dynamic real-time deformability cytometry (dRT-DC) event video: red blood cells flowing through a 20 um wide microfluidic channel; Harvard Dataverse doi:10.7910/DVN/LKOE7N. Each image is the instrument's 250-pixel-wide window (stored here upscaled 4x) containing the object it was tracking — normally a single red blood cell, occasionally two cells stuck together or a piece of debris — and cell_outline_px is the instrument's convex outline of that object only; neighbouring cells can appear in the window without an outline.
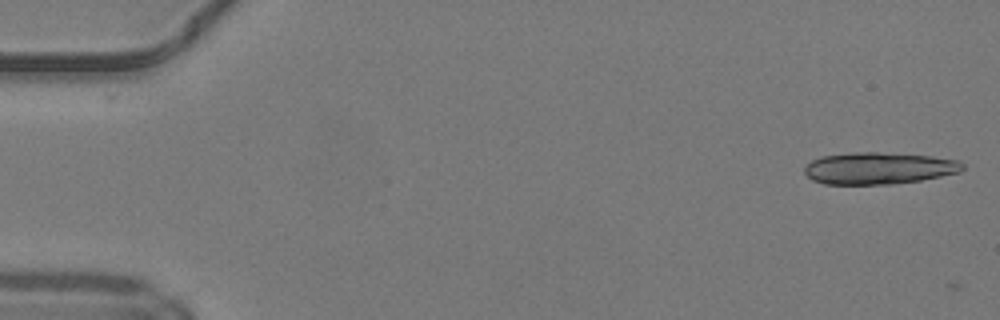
{"species": "common noctule bat (a hibernating species)", "species_latin": "Nyctalus noctula", "temperature_condition": "warm", "stored_images_in_passage": 3, "camera_frame_rate_fps": 3000, "um_per_image_px": 0.085, "animal": {"sex": "male", "body_mass_g": 19.2, "forearm_length_mm": 51.8}, "frame": {"image": 1, "passage_image": 1, "time_ms": 0.0, "image_size_px": [1000, 320], "cell_outline_px": [[964, 168], [960, 172], [920, 180], [892, 184], [824, 184], [812, 180], [804, 172], [804, 168], [812, 160], [820, 156], [852, 152], [876, 152], [932, 156], [960, 160], [964, 164]], "centroid_in_image_um": [74.69, 14.29], "position_along_channel_um": 10.3, "area_um2": 29.42}}